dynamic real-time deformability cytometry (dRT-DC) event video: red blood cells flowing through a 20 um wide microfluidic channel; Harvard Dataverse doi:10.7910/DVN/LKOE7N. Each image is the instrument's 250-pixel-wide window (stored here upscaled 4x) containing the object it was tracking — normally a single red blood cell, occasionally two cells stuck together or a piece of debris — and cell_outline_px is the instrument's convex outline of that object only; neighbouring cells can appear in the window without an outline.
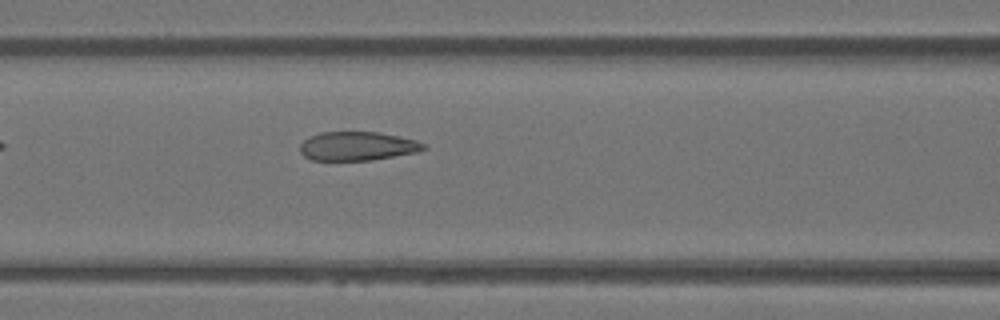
{"species": "Egyptian fruit bat (a non-hibernating species)", "species_latin": "Rousettus aegyptiacus", "temperature_condition": "warm", "stored_images_in_passage": 34, "camera_frame_rate_fps": 3000, "um_per_image_px": 0.085, "animal": {"sex": "female"}, "frame": {"image": 1, "passage_image": 6, "time_ms": 1.667, "image_size_px": [1000, 320], "cell_outline_px": [[428, 148], [416, 152], [372, 160], [312, 160], [304, 156], [300, 152], [300, 144], [304, 140], [320, 132], [376, 132], [416, 140], [428, 144]], "centroid_in_image_um": [30.39, 12.42], "position_along_channel_um": 136.2, "area_um2": 20.69}}
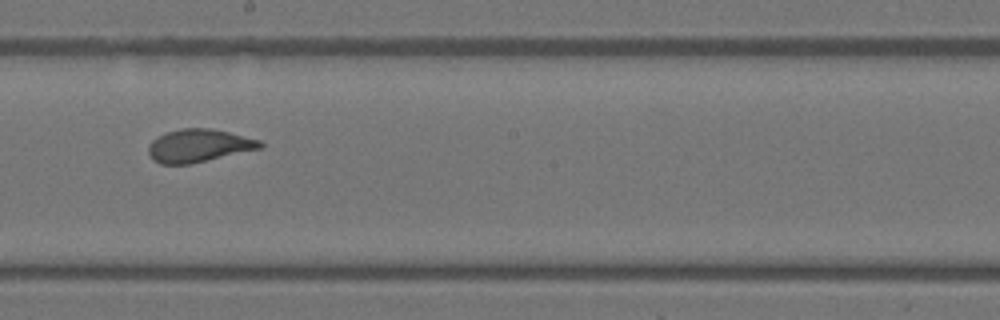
{"frame": {"image": 2, "passage_image": 13, "time_ms": 4.0, "image_size_px": [1000, 320], "cell_outline_px": [[264, 148], [192, 164], [160, 164], [152, 160], [148, 152], [148, 144], [156, 136], [180, 128], [212, 128], [260, 140], [264, 144]], "centroid_in_image_um": [16.9, 12.39], "position_along_channel_um": 231.3, "area_um2": 21.79}}
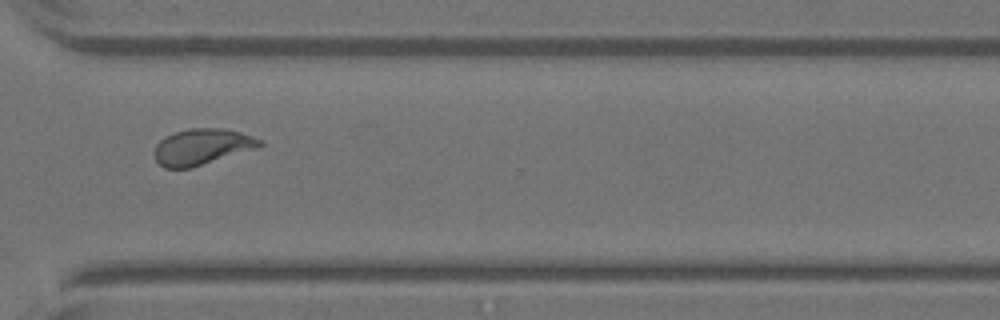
{"frame": {"image": 3, "passage_image": 22, "time_ms": 7.0, "image_size_px": [1000, 320], "cell_outline_px": [[264, 144], [260, 148], [192, 168], [164, 168], [156, 160], [152, 152], [156, 144], [160, 140], [176, 132], [188, 128], [220, 128], [240, 132], [252, 136], [260, 140]], "centroid_in_image_um": [17.18, 12.49], "position_along_channel_um": 353.4, "area_um2": 22.37}, "authors_computed_cell_mechanics": {"area_um2": 22.0507, "velocity_mm_per_s": 4.0799, "shape_relaxation_time_tau1_ms": 4.2721, "shape_relaxation_time_tau2_ms": 0.7308, "deformation_change_tau1": 0.1648, "deformation_change_tau2": 0.0818}}